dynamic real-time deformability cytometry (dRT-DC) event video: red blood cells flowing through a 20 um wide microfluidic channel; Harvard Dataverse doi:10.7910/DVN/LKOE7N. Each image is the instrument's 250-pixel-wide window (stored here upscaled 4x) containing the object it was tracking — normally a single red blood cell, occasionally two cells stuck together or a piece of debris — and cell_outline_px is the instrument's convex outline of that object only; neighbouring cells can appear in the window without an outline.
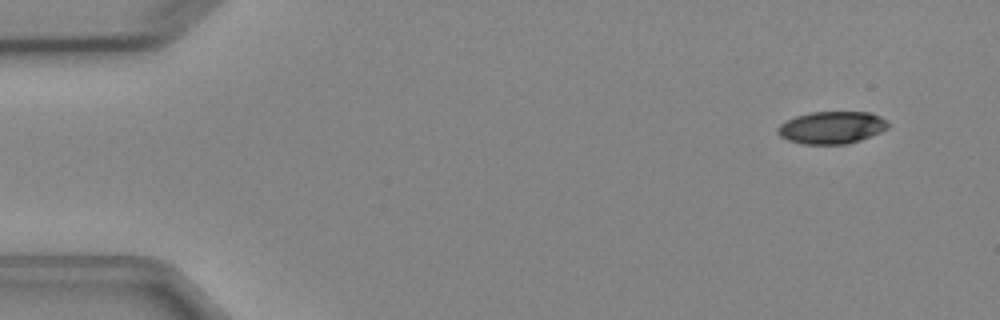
{"species": "Egyptian fruit bat (a non-hibernating species)", "species_latin": "Rousettus aegyptiacus", "temperature_condition": "cold", "stored_images_in_passage": 4, "camera_frame_rate_fps": 3000, "um_per_image_px": 0.085, "animal": {"sex": "female"}, "frame": {"image": 1, "passage_image": 1, "time_ms": 0.0, "image_size_px": [1000, 320], "cell_outline_px": [[888, 128], [880, 132], [860, 140], [848, 144], [804, 144], [788, 140], [780, 136], [776, 132], [776, 128], [780, 124], [796, 116], [812, 112], [868, 112], [880, 116], [888, 124]], "centroid_in_image_um": [70.67, 10.84], "position_along_channel_um": 14.3, "area_um2": 20.69}}
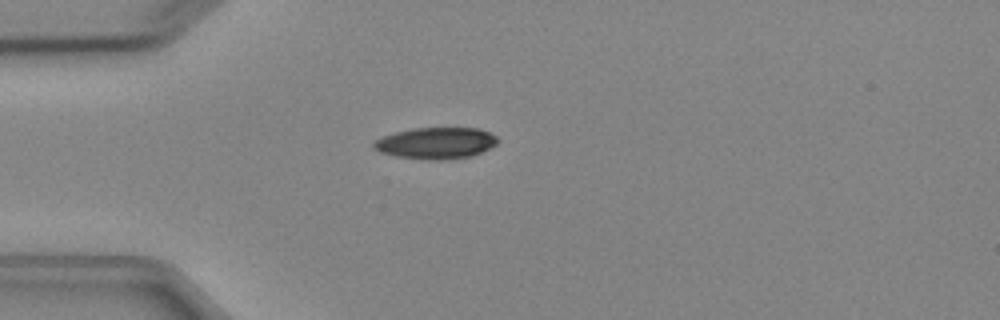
{"frame": {"image": 2, "passage_image": 4, "time_ms": 3.333, "image_size_px": [1000, 320], "cell_outline_px": [[500, 140], [496, 144], [480, 152], [468, 156], [444, 160], [428, 160], [396, 156], [380, 152], [372, 148], [372, 144], [380, 136], [412, 128], [476, 128], [488, 132], [496, 136]], "centroid_in_image_um": [37.01, 12.16], "position_along_channel_um": 48.0, "area_um2": 22.66}}